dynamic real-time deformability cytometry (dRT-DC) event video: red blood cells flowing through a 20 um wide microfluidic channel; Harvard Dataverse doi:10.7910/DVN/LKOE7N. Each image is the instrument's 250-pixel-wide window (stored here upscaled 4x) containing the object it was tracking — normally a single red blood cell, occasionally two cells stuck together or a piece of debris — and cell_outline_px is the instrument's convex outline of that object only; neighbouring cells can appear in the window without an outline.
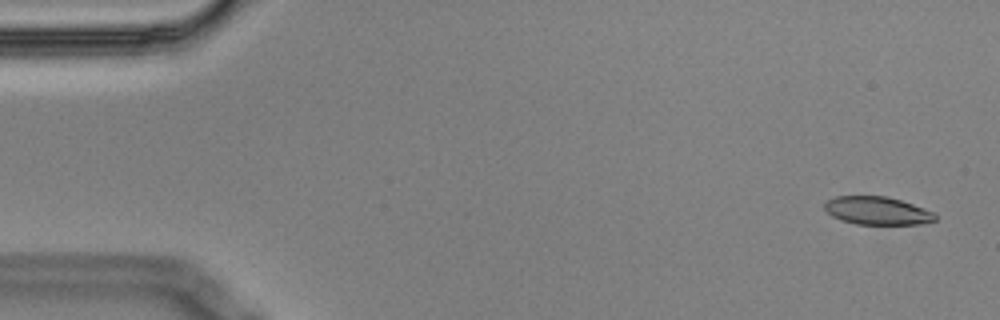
{"species": "Egyptian fruit bat (a non-hibernating species)", "species_latin": "Rousettus aegyptiacus", "temperature_condition": "cold", "stored_images_in_passage": 4, "camera_frame_rate_fps": 3000, "um_per_image_px": 0.085, "animal": {"sex": "male"}, "frame": {"image": 1, "passage_image": 1, "time_ms": 0.0, "image_size_px": [1000, 320], "cell_outline_px": [[936, 220], [920, 224], [856, 224], [840, 220], [832, 216], [824, 208], [824, 204], [828, 200], [836, 196], [888, 196], [936, 212]], "centroid_in_image_um": [74.58, 17.91], "position_along_channel_um": 10.4, "area_um2": 18.09}}
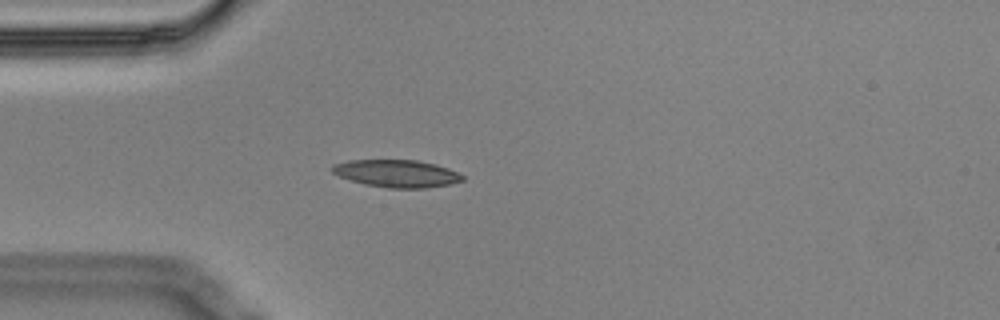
{"frame": {"image": 2, "passage_image": 4, "time_ms": 1.0, "image_size_px": [1000, 320], "cell_outline_px": [[464, 180], [448, 184], [428, 188], [388, 188], [364, 184], [340, 176], [332, 172], [332, 164], [348, 160], [416, 160], [436, 164], [448, 168], [464, 176]], "centroid_in_image_um": [33.72, 14.74], "position_along_channel_um": 51.3, "area_um2": 20.75}}